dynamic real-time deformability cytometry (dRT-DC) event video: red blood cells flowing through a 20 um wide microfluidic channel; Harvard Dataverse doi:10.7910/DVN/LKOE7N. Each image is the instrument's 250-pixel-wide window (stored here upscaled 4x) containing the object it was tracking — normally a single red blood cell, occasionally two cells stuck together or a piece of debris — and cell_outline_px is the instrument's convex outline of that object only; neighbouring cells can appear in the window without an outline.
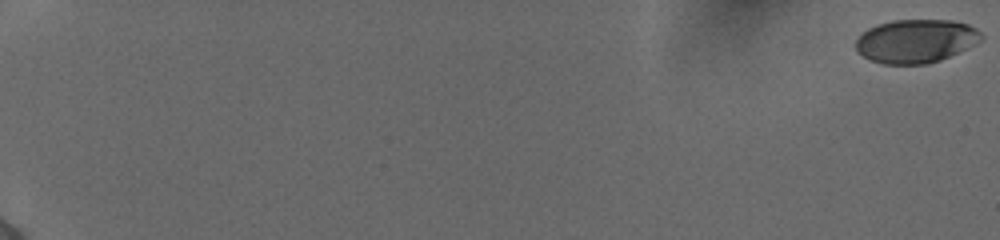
{"species": "human", "species_latin": "Homo sapiens", "temperature_condition": "cold", "stored_images_in_passage": 57, "camera_frame_rate_fps": 3000, "um_per_image_px": 0.085, "donor": {"sex": "female"}, "frame": {"image": 1, "passage_image": 1, "time_ms": 0.0, "image_size_px": [1000, 240], "cell_outline_px": [[984, 36], [980, 40], [940, 60], [928, 64], [884, 64], [868, 60], [856, 52], [856, 40], [868, 28], [876, 24], [892, 20], [952, 20], [968, 24], [976, 28]], "centroid_in_image_um": [77.79, 3.48], "position_along_channel_um": 7.2, "area_um2": 31.73}}
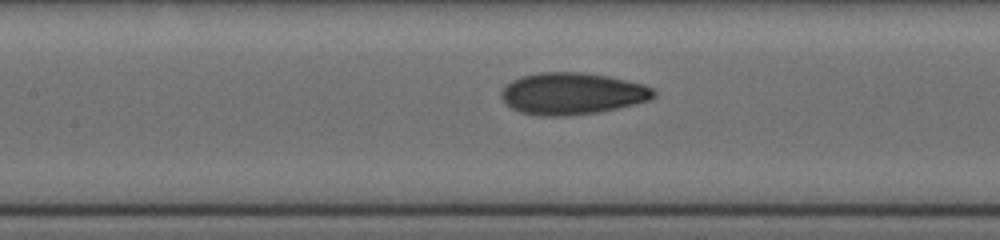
{"frame": {"image": 2, "passage_image": 31, "time_ms": 10.0, "image_size_px": [1000, 240], "cell_outline_px": [[656, 96], [652, 100], [600, 112], [564, 116], [536, 116], [520, 112], [512, 108], [500, 96], [500, 92], [512, 80], [524, 76], [540, 72], [580, 72], [608, 76], [644, 84], [652, 88], [656, 92]], "centroid_in_image_um": [48.67, 7.96], "position_along_channel_um": 158.7, "area_um2": 37.22}}
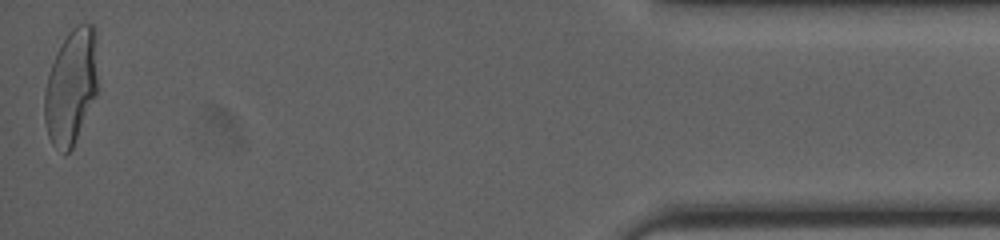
{"frame": {"image": 3, "passage_image": 57, "time_ms": 18.667, "image_size_px": [1000, 240], "cell_outline_px": [[96, 96], [72, 148], [64, 156], [52, 144], [48, 136], [44, 120], [44, 92], [48, 76], [52, 64], [68, 32], [72, 28], [80, 24], [92, 24], [96, 32]], "centroid_in_image_um": [6.03, 7.42], "position_along_channel_um": 429.2, "area_um2": 35.43}, "authors_computed_cell_mechanics": {"area_um2": 34.7956, "velocity_mm_per_s": 3.8844, "shape_relaxation_time_tau1_ms": 6.9207, "shape_relaxation_time_tau2_ms": 1.0073, "deformation_change_tau1": 0.2347, "deformation_change_tau2": 0.0627}}